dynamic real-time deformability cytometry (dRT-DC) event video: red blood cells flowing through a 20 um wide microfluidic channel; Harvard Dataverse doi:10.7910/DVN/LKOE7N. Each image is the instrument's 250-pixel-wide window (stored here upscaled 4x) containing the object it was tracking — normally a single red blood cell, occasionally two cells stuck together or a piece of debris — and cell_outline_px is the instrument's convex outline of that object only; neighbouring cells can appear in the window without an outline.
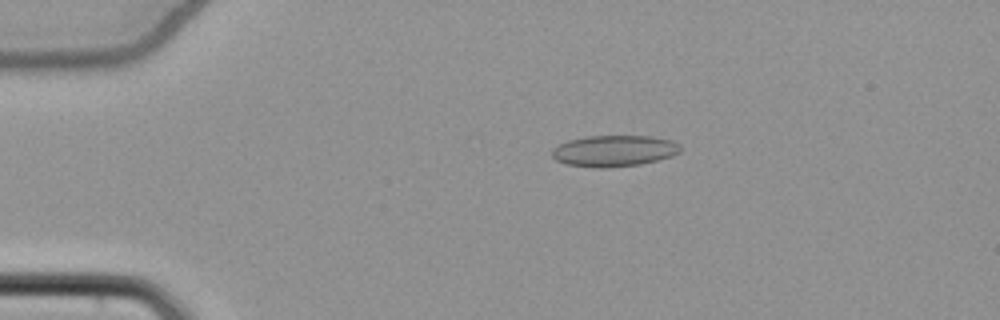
{"species": "common noctule bat (a hibernating species)", "species_latin": "Nyctalus noctula", "temperature_condition": "cold", "stored_images_in_passage": 54, "camera_frame_rate_fps": 3000, "um_per_image_px": 0.085, "animal": {"sex": "female", "body_mass_g": 22.7, "forearm_length_mm": 54.2}, "frame": {"image": 1, "passage_image": 12, "time_ms": 3.667, "image_size_px": [1000, 320], "cell_outline_px": [[680, 152], [672, 156], [640, 164], [600, 168], [596, 168], [564, 164], [556, 160], [552, 156], [552, 148], [568, 140], [588, 136], [652, 136], [672, 140], [680, 144]], "centroid_in_image_um": [52.19, 12.82], "position_along_channel_um": 32.8, "area_um2": 23.41}}
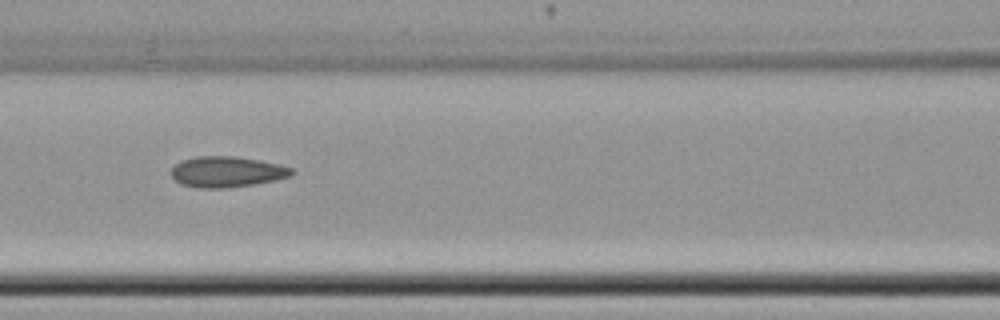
{"frame": {"image": 2, "passage_image": 25, "time_ms": 8.0, "image_size_px": [1000, 320], "cell_outline_px": [[296, 172], [292, 176], [276, 180], [252, 184], [224, 188], [196, 188], [180, 184], [172, 176], [172, 168], [180, 160], [196, 156], [232, 156], [260, 160], [280, 164], [292, 168]], "centroid_in_image_um": [19.3, 14.6], "position_along_channel_um": 147.3, "area_um2": 21.73}}
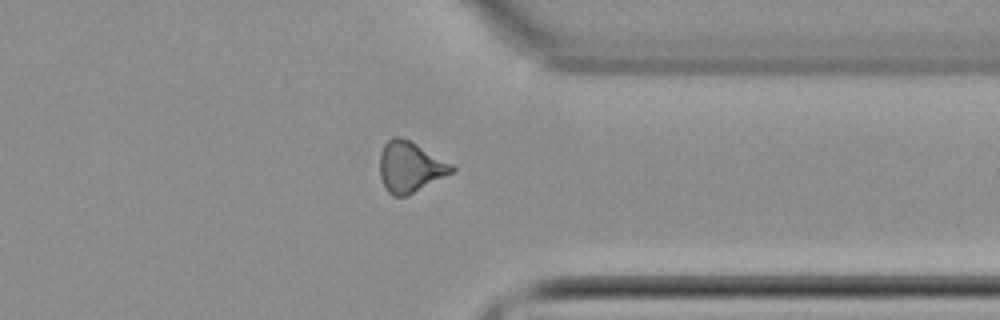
{"frame": {"image": 3, "passage_image": 43, "time_ms": 14.0, "image_size_px": [1000, 320], "cell_outline_px": [[456, 172], [408, 196], [392, 196], [384, 188], [380, 176], [380, 152], [384, 144], [392, 136], [400, 136], [416, 144], [452, 164], [456, 168]], "centroid_in_image_um": [34.87, 14.22], "position_along_channel_um": 376.5, "area_um2": 21.56}, "authors_computed_cell_mechanics": {"area_um2": 21.5016, "velocity_mm_per_s": 3.8809, "shape_relaxation_time_tau1_ms": null, "shape_relaxation_time_tau2_ms": 2.4711, "deformation_change_tau1": null, "deformation_change_tau2": 0.0884}}